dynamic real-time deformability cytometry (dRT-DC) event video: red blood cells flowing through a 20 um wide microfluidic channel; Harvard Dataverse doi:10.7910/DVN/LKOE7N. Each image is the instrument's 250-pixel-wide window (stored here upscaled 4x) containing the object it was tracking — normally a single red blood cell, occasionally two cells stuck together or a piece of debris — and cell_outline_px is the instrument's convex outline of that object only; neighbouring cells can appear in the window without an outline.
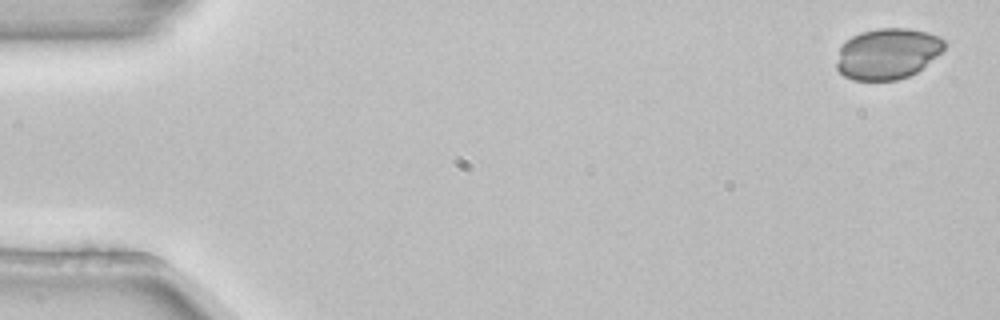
{"species": "common noctule bat (a hibernating species)", "species_latin": "Nyctalus noctula", "temperature_condition": "room temperature", "stored_images_in_passage": 4, "camera_frame_rate_fps": 3000, "um_per_image_px": 0.085, "animal": {"sex": "female", "body_mass_g": 22.7, "forearm_length_mm": 54.2}, "frame": {"image": 1, "passage_image": 1, "time_ms": 0.0, "image_size_px": [1000, 320], "cell_outline_px": [[944, 48], [936, 56], [916, 72], [908, 76], [896, 80], [852, 80], [844, 76], [836, 68], [836, 64], [840, 44], [844, 40], [860, 32], [876, 28], [908, 28], [928, 32], [940, 36], [944, 40]], "centroid_in_image_um": [75.39, 4.55], "position_along_channel_um": 9.6, "area_um2": 32.14}}